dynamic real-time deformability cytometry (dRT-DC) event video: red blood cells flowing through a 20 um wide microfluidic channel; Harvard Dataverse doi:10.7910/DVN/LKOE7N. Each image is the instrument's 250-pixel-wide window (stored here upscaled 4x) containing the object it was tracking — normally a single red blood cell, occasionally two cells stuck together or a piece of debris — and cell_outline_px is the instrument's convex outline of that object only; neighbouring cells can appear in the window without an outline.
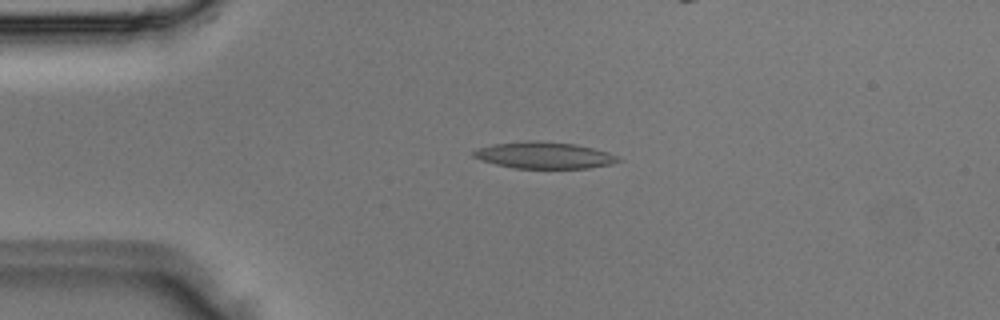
{"species": "Egyptian fruit bat (a non-hibernating species)", "species_latin": "Rousettus aegyptiacus", "temperature_condition": "room temperature", "stored_images_in_passage": 5, "camera_frame_rate_fps": 3000, "um_per_image_px": 0.085, "animal": {"sex": "male"}, "frame": {"image": 1, "passage_image": 3, "time_ms": 0.667, "image_size_px": [1000, 320], "cell_outline_px": [[624, 160], [612, 164], [588, 168], [512, 168], [480, 160], [472, 156], [472, 152], [476, 148], [492, 144], [532, 140], [536, 140], [576, 144], [608, 152]], "centroid_in_image_um": [46.23, 13.19], "position_along_channel_um": 38.8, "area_um2": 22.54}}